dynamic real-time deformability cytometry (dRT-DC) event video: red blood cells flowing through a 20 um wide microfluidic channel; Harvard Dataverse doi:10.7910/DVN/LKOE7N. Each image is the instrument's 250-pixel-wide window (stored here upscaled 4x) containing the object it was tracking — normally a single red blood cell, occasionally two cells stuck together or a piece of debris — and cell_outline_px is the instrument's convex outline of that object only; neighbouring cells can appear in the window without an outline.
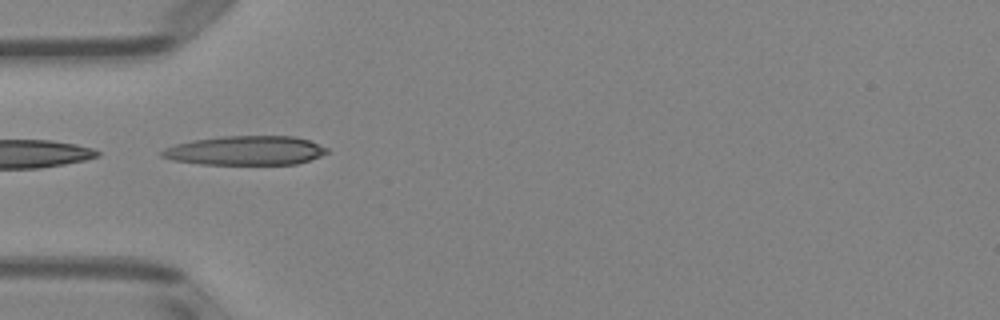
{"species": "Egyptian fruit bat (a non-hibernating species)", "species_latin": "Rousettus aegyptiacus", "temperature_condition": "room temperature", "stored_images_in_passage": 5, "camera_frame_rate_fps": 3000, "um_per_image_px": 0.085, "animal": {"sex": "female"}, "frame": {"image": 1, "passage_image": 3, "time_ms": 2.333, "image_size_px": [1000, 320], "cell_outline_px": [[328, 152], [320, 156], [296, 164], [200, 164], [172, 160], [160, 156], [160, 152], [164, 148], [176, 144], [192, 140], [220, 136], [296, 136], [308, 140], [328, 148]], "centroid_in_image_um": [20.84, 12.79], "position_along_channel_um": 64.2, "area_um2": 28.09}}
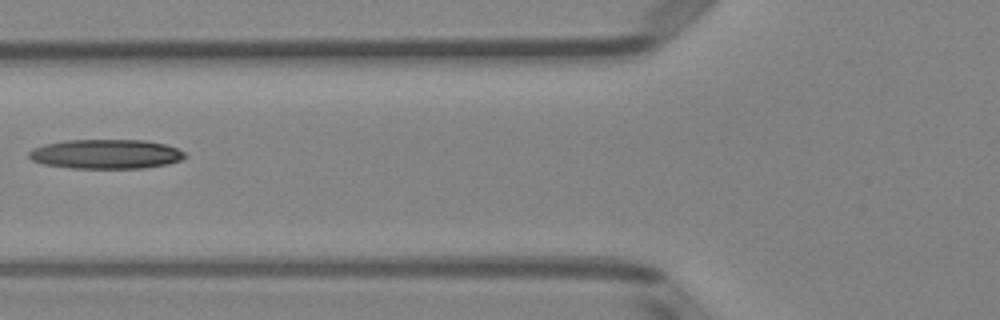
{"frame": {"image": 2, "passage_image": 4, "time_ms": 3.667, "image_size_px": [1000, 320], "cell_outline_px": [[188, 156], [180, 160], [168, 164], [144, 168], [72, 168], [44, 164], [32, 160], [28, 156], [28, 152], [32, 148], [44, 144], [64, 140], [144, 140], [164, 144], [176, 148], [184, 152]], "centroid_in_image_um": [8.99, 13.09], "position_along_channel_um": 116.8, "area_um2": 26.82}}
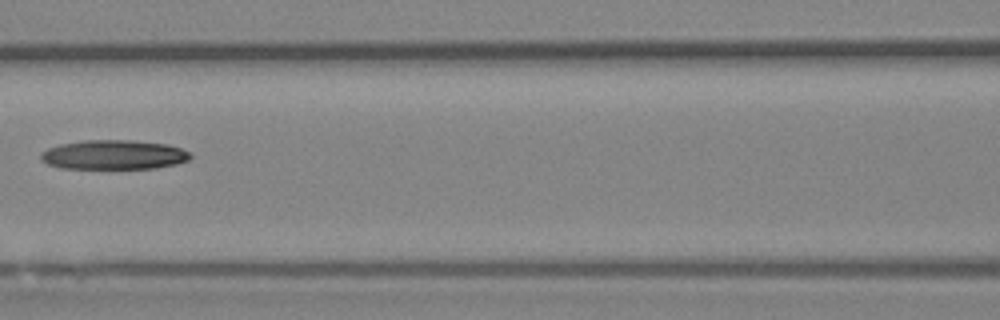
{"frame": {"image": 3, "passage_image": 5, "time_ms": 4.667, "image_size_px": [1000, 320], "cell_outline_px": [[192, 156], [188, 160], [176, 164], [156, 168], [60, 168], [48, 164], [40, 160], [40, 152], [48, 148], [60, 144], [84, 140], [132, 140], [168, 144], [180, 148], [188, 152]], "centroid_in_image_um": [9.64, 13.15], "position_along_channel_um": 157.0, "area_um2": 25.66}}